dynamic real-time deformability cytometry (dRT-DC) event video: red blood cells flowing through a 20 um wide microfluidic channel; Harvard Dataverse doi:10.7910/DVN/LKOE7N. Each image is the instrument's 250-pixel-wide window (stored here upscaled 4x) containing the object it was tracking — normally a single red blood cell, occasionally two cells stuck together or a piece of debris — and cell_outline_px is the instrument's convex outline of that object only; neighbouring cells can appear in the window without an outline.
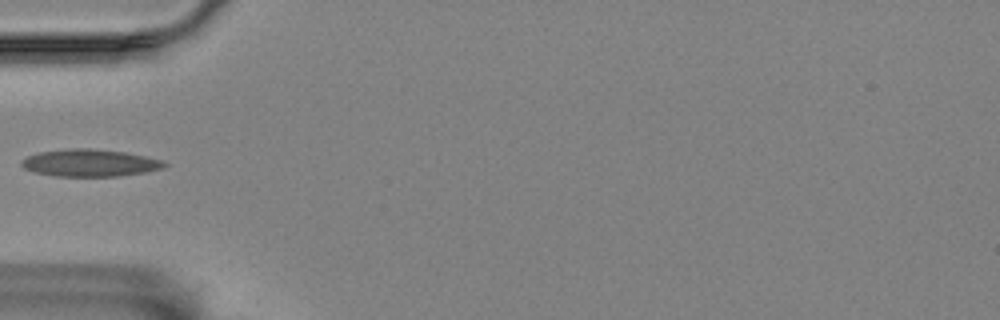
{"species": "Egyptian fruit bat (a non-hibernating species)", "species_latin": "Rousettus aegyptiacus", "temperature_condition": "room temperature", "stored_images_in_passage": 25, "camera_frame_rate_fps": 3000, "um_per_image_px": 0.085, "animal": {"sex": "female"}, "frame": {"image": 1, "passage_image": 1, "time_ms": 0.0, "image_size_px": [1000, 320], "cell_outline_px": [[168, 164], [164, 168], [144, 172], [120, 176], [56, 176], [36, 172], [24, 168], [20, 164], [20, 160], [28, 156], [40, 152], [68, 148], [88, 148], [124, 152], [164, 160]], "centroid_in_image_um": [7.65, 13.84], "position_along_channel_um": 77.4, "area_um2": 22.6}}